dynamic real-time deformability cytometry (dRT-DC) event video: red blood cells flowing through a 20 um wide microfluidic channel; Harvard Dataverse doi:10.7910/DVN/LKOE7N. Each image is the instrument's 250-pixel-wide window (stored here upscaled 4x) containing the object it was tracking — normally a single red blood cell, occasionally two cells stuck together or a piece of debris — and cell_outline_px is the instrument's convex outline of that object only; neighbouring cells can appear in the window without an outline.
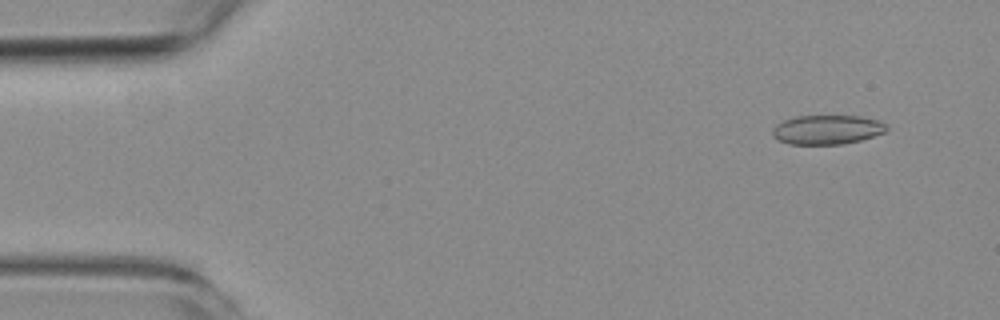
{"species": "common noctule bat (a hibernating species)", "species_latin": "Nyctalus noctula", "temperature_condition": "room temperature", "stored_images_in_passage": 5, "segment_of_instrument_passage": [1, 2], "camera_frame_rate_fps": 3000, "um_per_image_px": 0.085, "animal": {"sex": "female", "body_mass_g": 19.3, "forearm_length_mm": 54.1}, "frame": {"image": 1, "passage_image": 1, "time_ms": 0.0, "image_size_px": [1000, 320], "cell_outline_px": [[888, 128], [884, 132], [860, 140], [844, 144], [788, 144], [772, 136], [772, 128], [776, 124], [784, 120], [796, 116], [860, 116], [876, 120], [884, 124]], "centroid_in_image_um": [70.25, 11.02], "position_along_channel_um": 14.7, "area_um2": 19.31}}
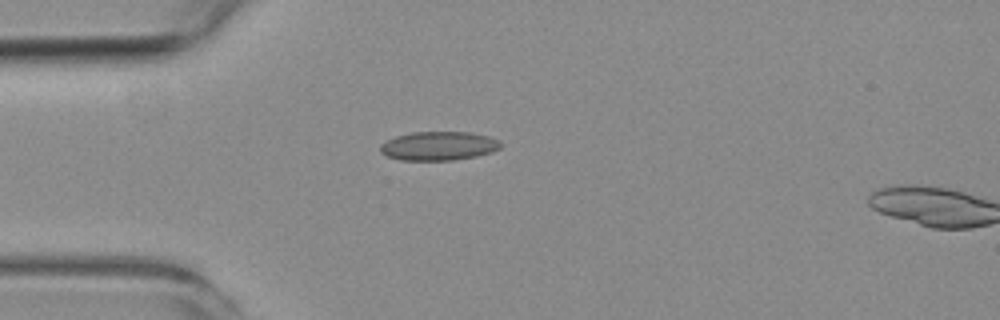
{"frame": {"image": 2, "passage_image": 4, "time_ms": 3.333, "image_size_px": [1000, 320], "cell_outline_px": [[500, 148], [492, 152], [476, 156], [452, 160], [400, 160], [388, 156], [380, 152], [380, 144], [396, 136], [412, 132], [468, 132], [488, 136], [500, 140]], "centroid_in_image_um": [37.28, 12.4], "position_along_channel_um": 47.7, "area_um2": 20.17}}